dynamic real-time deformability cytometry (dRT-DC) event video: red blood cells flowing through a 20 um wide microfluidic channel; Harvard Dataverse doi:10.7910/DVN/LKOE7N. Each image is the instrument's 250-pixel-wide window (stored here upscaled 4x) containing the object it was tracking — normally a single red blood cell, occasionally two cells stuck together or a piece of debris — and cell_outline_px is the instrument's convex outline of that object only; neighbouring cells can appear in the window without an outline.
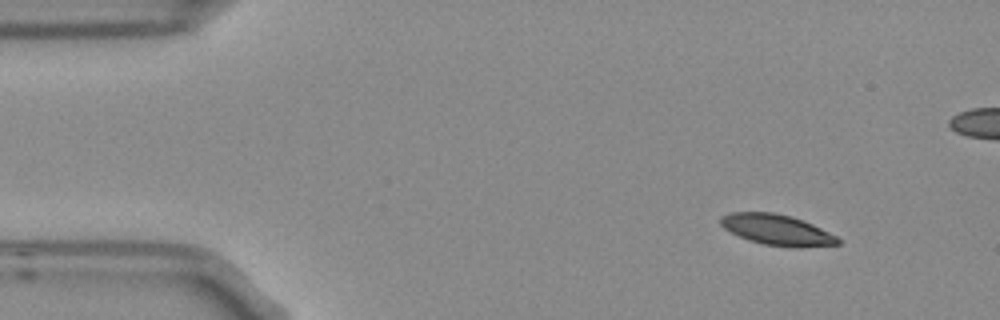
{"species": "Egyptian fruit bat (a non-hibernating species)", "species_latin": "Rousettus aegyptiacus", "temperature_condition": "room temperature", "stored_images_in_passage": 10, "segment_of_instrument_passage": [1, 2], "camera_frame_rate_fps": 3000, "um_per_image_px": 0.085, "frame": {"image": 1, "passage_image": 1, "time_ms": 0.0, "image_size_px": [1000, 320], "cell_outline_px": [[840, 244], [800, 248], [764, 244], [748, 240], [724, 228], [720, 224], [720, 216], [732, 212], [772, 212], [792, 216], [804, 220], [836, 236], [840, 240]], "centroid_in_image_um": [66.05, 19.53], "position_along_channel_um": 19.0, "area_um2": 20.92}}
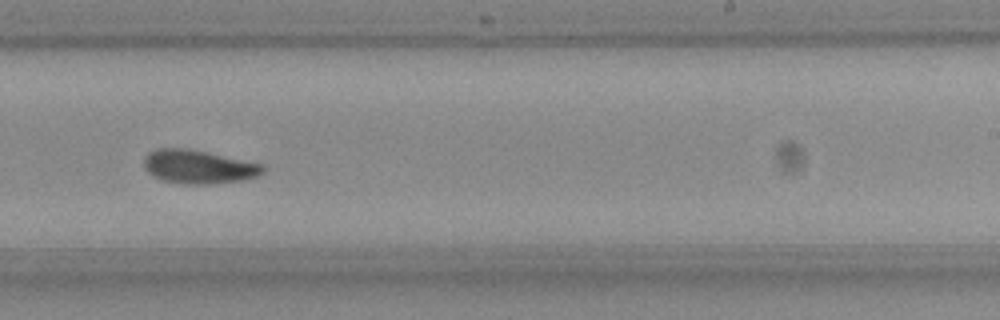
{"frame": {"image": 2, "passage_image": 9, "time_ms": 2.667, "image_size_px": [1000, 320], "cell_outline_px": [[268, 168], [260, 176], [244, 180], [212, 184], [184, 184], [160, 180], [152, 176], [144, 168], [144, 156], [148, 152], [160, 148], [184, 148], [264, 164]], "centroid_in_image_um": [16.89, 14.19], "position_along_channel_um": 272.1, "area_um2": 23.52}}